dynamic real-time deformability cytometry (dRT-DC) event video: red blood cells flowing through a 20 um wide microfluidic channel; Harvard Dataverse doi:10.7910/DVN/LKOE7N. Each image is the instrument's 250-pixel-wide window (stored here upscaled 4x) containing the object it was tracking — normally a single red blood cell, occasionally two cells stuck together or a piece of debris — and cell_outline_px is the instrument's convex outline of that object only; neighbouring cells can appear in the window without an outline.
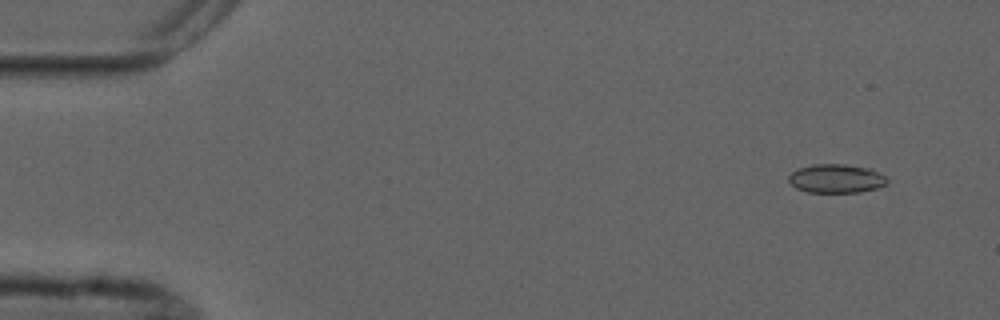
{"species": "common noctule bat (a hibernating species)", "species_latin": "Nyctalus noctula", "temperature_condition": "cold", "stored_images_in_passage": 4, "camera_frame_rate_fps": 3000, "um_per_image_px": 0.085, "animal": {"sex": "male", "forearm_length_mm": 52.5}, "frame": {"image": 1, "passage_image": 1, "time_ms": 0.0, "image_size_px": [1000, 320], "cell_outline_px": [[888, 184], [876, 188], [860, 192], [808, 192], [796, 188], [788, 180], [788, 176], [792, 172], [800, 168], [812, 164], [844, 164], [872, 168], [884, 176], [888, 180]], "centroid_in_image_um": [71.1, 15.17], "position_along_channel_um": 13.9, "area_um2": 16.53}}
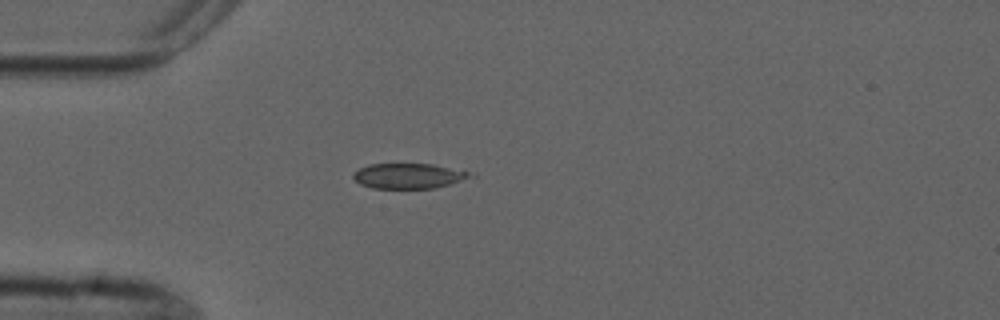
{"frame": {"image": 2, "passage_image": 4, "time_ms": 3.667, "image_size_px": [1000, 320], "cell_outline_px": [[468, 176], [448, 184], [432, 188], [372, 188], [360, 184], [352, 176], [360, 168], [368, 164], [432, 164], [464, 168], [468, 172]], "centroid_in_image_um": [34.7, 14.93], "position_along_channel_um": 50.3, "area_um2": 16.88}}